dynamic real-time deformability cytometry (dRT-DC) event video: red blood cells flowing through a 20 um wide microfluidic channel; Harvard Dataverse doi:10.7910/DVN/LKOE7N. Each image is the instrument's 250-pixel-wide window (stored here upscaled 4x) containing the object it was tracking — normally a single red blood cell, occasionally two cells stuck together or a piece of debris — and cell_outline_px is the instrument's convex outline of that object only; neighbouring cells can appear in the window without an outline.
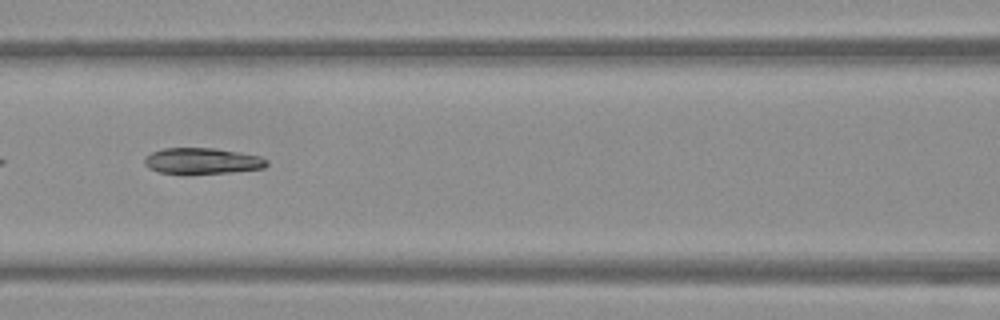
{"species": "Egyptian fruit bat (a non-hibernating species)", "species_latin": "Rousettus aegyptiacus", "temperature_condition": "warm", "stored_images_in_passage": 45, "camera_frame_rate_fps": 3000, "um_per_image_px": 0.085, "frame": {"image": 1, "passage_image": 16, "time_ms": 5.0, "image_size_px": [1000, 320], "cell_outline_px": [[268, 164], [264, 168], [232, 172], [160, 172], [148, 168], [144, 164], [144, 156], [152, 152], [164, 148], [212, 148], [240, 152], [260, 156], [268, 160]], "centroid_in_image_um": [17.2, 13.65], "position_along_channel_um": 149.4, "area_um2": 18.15}}
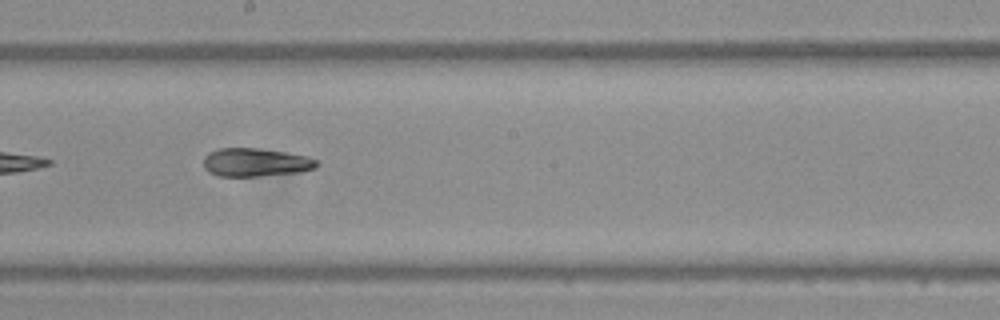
{"frame": {"image": 2, "passage_image": 22, "time_ms": 7.0, "image_size_px": [1000, 320], "cell_outline_px": [[320, 164], [316, 168], [300, 172], [256, 176], [216, 176], [208, 172], [204, 168], [204, 156], [208, 152], [220, 148], [256, 148], [284, 152], [308, 156], [320, 160]], "centroid_in_image_um": [21.74, 13.8], "position_along_channel_um": 226.5, "area_um2": 18.9}}
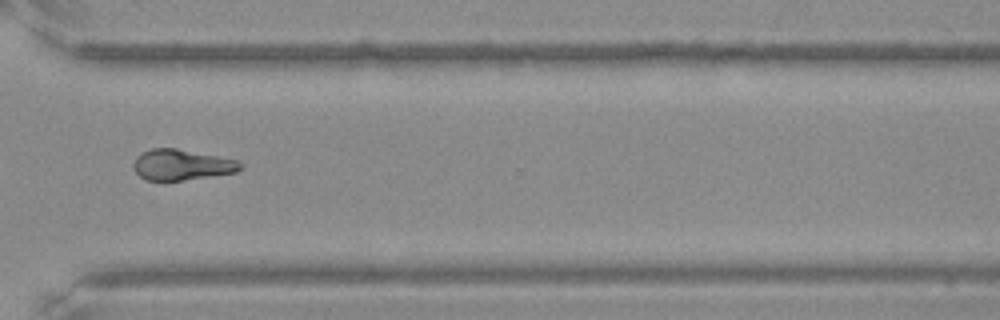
{"frame": {"image": 3, "passage_image": 32, "time_ms": 10.333, "image_size_px": [1000, 320], "cell_outline_px": [[244, 164], [236, 172], [184, 180], [148, 180], [140, 176], [132, 168], [132, 164], [136, 156], [152, 148], [176, 148], [236, 160]], "centroid_in_image_um": [15.41, 14.0], "position_along_channel_um": 355.2, "area_um2": 18.9}, "authors_computed_cell_mechanics": {"area_um2": 19.1318, "velocity_mm_per_s": 3.859, "shape_relaxation_time_tau1_ms": 8.7066, "shape_relaxation_time_tau2_ms": 5.2233, "deformation_change_tau1": 0.2261, "deformation_change_tau2": 0.1088}}